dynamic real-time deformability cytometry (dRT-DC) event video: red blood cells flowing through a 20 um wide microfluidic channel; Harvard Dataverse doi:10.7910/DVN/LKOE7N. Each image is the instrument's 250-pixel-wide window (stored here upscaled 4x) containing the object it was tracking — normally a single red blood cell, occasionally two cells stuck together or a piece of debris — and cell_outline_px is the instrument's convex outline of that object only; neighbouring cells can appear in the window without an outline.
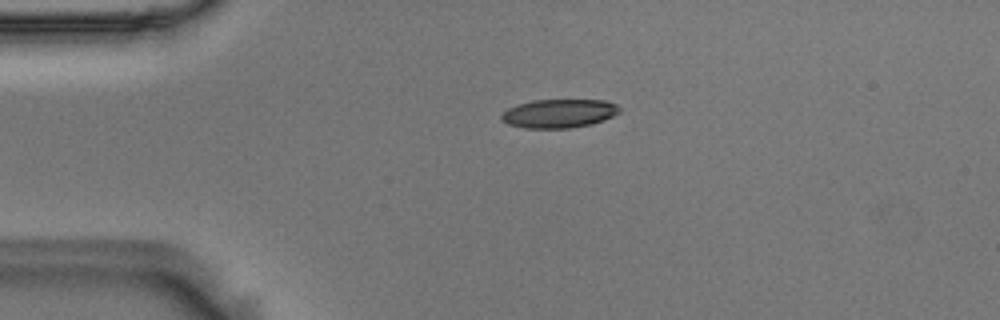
{"species": "Egyptian fruit bat (a non-hibernating species)", "species_latin": "Rousettus aegyptiacus", "temperature_condition": "room temperature", "stored_images_in_passage": 44, "camera_frame_rate_fps": 3000, "um_per_image_px": 0.085, "animal": {"sex": "male"}, "frame": {"image": 1, "passage_image": 1, "time_ms": 0.0, "image_size_px": [1000, 320], "cell_outline_px": [[620, 112], [604, 120], [592, 124], [568, 128], [524, 128], [508, 124], [500, 120], [500, 116], [508, 108], [516, 104], [532, 100], [604, 100], [616, 104], [620, 108]], "centroid_in_image_um": [47.49, 9.64], "position_along_channel_um": 37.5, "area_um2": 19.83}}
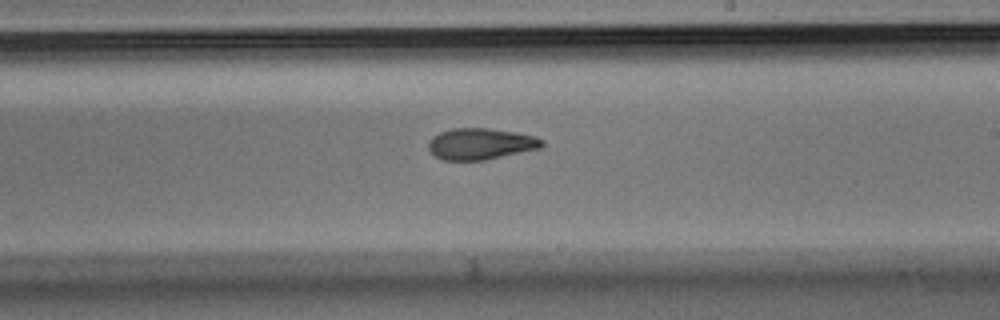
{"frame": {"image": 2, "passage_image": 21, "time_ms": 6.667, "image_size_px": [1000, 320], "cell_outline_px": [[544, 144], [540, 148], [484, 160], [444, 160], [436, 156], [428, 148], [428, 144], [432, 136], [440, 132], [452, 128], [488, 128], [516, 132], [536, 136], [544, 140]], "centroid_in_image_um": [40.86, 12.22], "position_along_channel_um": 248.1, "area_um2": 20.69}}
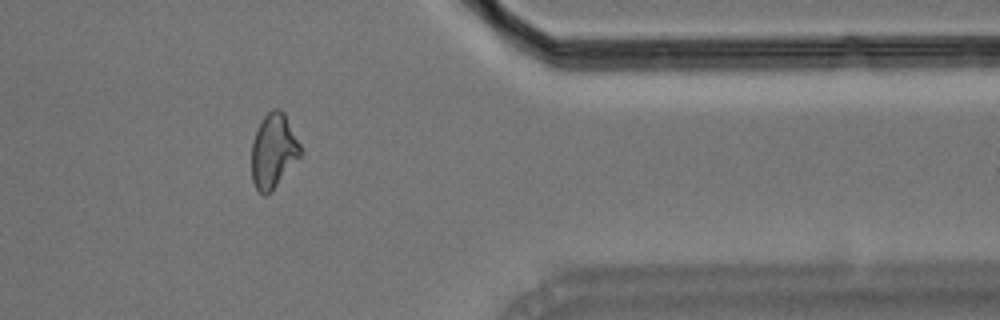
{"frame": {"image": 3, "passage_image": 34, "time_ms": 11.0, "image_size_px": [1000, 320], "cell_outline_px": [[304, 152], [272, 192], [264, 196], [256, 188], [252, 180], [252, 140], [264, 116], [272, 108], [280, 108], [284, 112]], "centroid_in_image_um": [23.26, 12.84], "position_along_channel_um": 388.1, "area_um2": 21.33}, "authors_computed_cell_mechanics": {"area_um2": 21.1259, "velocity_mm_per_s": 3.6327, "shape_relaxation_time_tau1_ms": null, "shape_relaxation_time_tau2_ms": 3.2303, "deformation_change_tau1": null, "deformation_change_tau2": 0.0959}}